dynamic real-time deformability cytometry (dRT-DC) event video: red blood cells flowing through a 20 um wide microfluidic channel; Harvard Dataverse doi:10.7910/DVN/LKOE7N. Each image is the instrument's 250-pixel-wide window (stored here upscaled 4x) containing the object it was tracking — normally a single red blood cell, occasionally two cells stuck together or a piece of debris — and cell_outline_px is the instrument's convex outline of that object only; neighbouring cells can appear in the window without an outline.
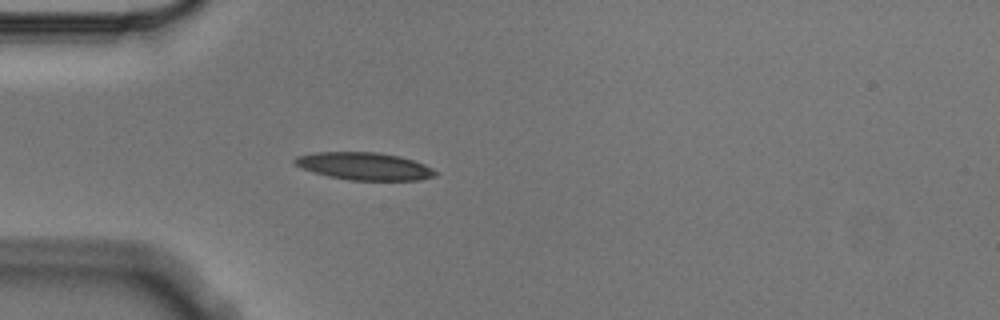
{"species": "Egyptian fruit bat (a non-hibernating species)", "species_latin": "Rousettus aegyptiacus", "temperature_condition": "cold", "stored_images_in_passage": 4, "camera_frame_rate_fps": 3000, "um_per_image_px": 0.085, "animal": {"sex": "male"}, "frame": {"image": 1, "passage_image": 4, "time_ms": 1.0, "image_size_px": [1000, 320], "cell_outline_px": [[440, 172], [436, 176], [420, 180], [348, 180], [328, 176], [312, 172], [292, 164], [292, 160], [296, 156], [316, 152], [376, 152], [400, 156], [424, 164]], "centroid_in_image_um": [30.96, 14.13], "position_along_channel_um": 54.0, "area_um2": 22.77}}